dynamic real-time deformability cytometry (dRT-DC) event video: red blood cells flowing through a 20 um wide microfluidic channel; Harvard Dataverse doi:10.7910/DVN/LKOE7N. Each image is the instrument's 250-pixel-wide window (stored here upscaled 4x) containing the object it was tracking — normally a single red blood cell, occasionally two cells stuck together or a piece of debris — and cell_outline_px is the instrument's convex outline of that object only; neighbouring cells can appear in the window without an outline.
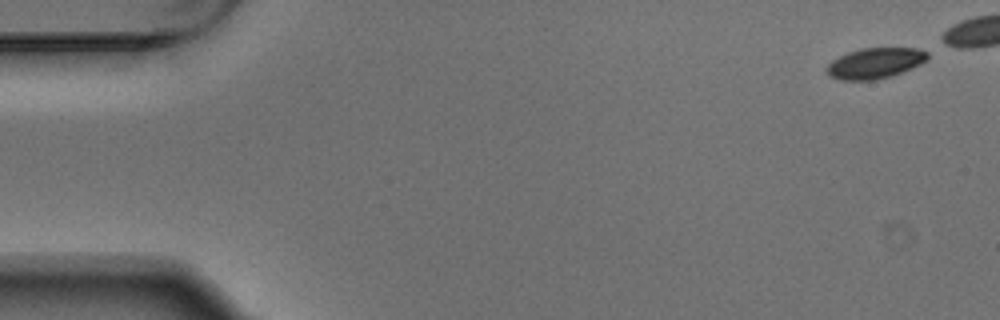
{"species": "Egyptian fruit bat (a non-hibernating species)", "species_latin": "Rousettus aegyptiacus", "temperature_condition": "warm", "stored_images_in_passage": 6, "camera_frame_rate_fps": 3000, "um_per_image_px": 0.085, "animal": {"sex": "male"}, "frame": {"image": 1, "passage_image": 1, "time_ms": 0.0, "image_size_px": [1000, 320], "cell_outline_px": [[928, 60], [912, 68], [892, 76], [876, 80], [840, 80], [828, 76], [824, 68], [832, 60], [848, 52], [860, 48], [916, 48], [928, 52]], "centroid_in_image_um": [74.35, 5.38], "position_along_channel_um": 10.6, "area_um2": 18.21}}
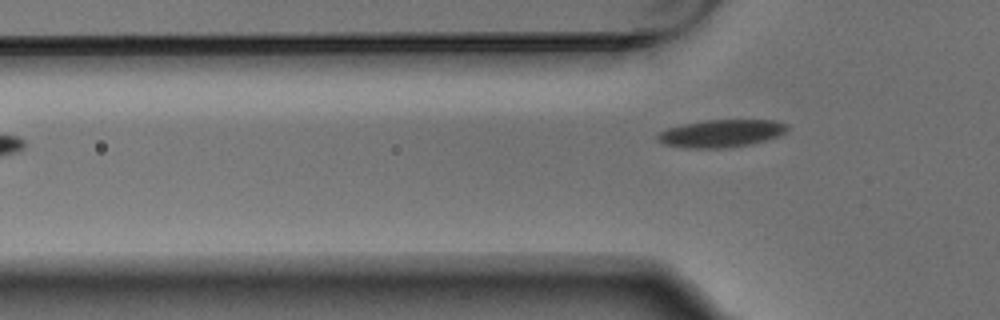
{"frame": {"image": 2, "passage_image": 6, "time_ms": 1.667, "image_size_px": [1000, 320], "cell_outline_px": [[788, 128], [780, 136], [752, 144], [728, 148], [684, 148], [664, 144], [656, 140], [656, 136], [660, 132], [668, 128], [684, 124], [704, 120], [776, 120], [788, 124]], "centroid_in_image_um": [61.32, 11.34], "position_along_channel_um": 64.5, "area_um2": 21.04}}